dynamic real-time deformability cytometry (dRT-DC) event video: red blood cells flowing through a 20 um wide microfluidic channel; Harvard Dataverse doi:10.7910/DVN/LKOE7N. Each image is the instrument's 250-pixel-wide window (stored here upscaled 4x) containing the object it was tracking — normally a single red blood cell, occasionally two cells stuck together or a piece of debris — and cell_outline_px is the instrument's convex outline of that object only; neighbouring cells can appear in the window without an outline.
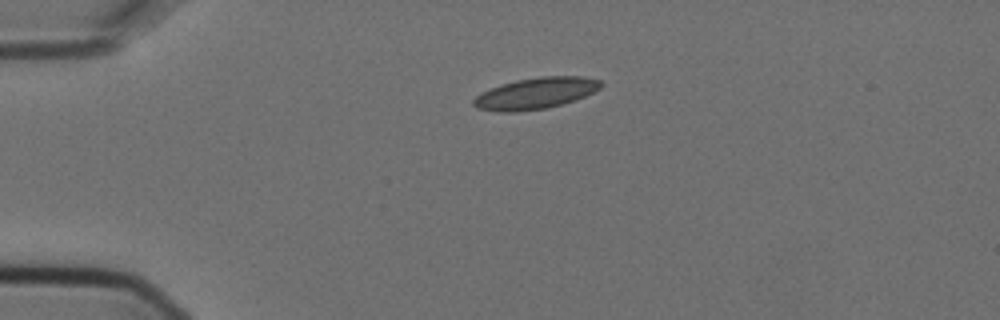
{"species": "Egyptian fruit bat (a non-hibernating species)", "species_latin": "Rousettus aegyptiacus", "temperature_condition": "cold", "stored_images_in_passage": 2, "camera_frame_rate_fps": 3000, "um_per_image_px": 0.085, "animal": {"sex": "female"}, "frame": {"image": 1, "passage_image": 1, "time_ms": 0.0, "image_size_px": [1000, 320], "cell_outline_px": [[604, 84], [600, 88], [576, 100], [544, 108], [516, 112], [496, 112], [476, 108], [472, 104], [472, 100], [476, 96], [500, 84], [516, 80], [540, 76], [584, 76], [600, 80]], "centroid_in_image_um": [45.52, 7.93], "position_along_channel_um": 39.5, "area_um2": 23.24}}